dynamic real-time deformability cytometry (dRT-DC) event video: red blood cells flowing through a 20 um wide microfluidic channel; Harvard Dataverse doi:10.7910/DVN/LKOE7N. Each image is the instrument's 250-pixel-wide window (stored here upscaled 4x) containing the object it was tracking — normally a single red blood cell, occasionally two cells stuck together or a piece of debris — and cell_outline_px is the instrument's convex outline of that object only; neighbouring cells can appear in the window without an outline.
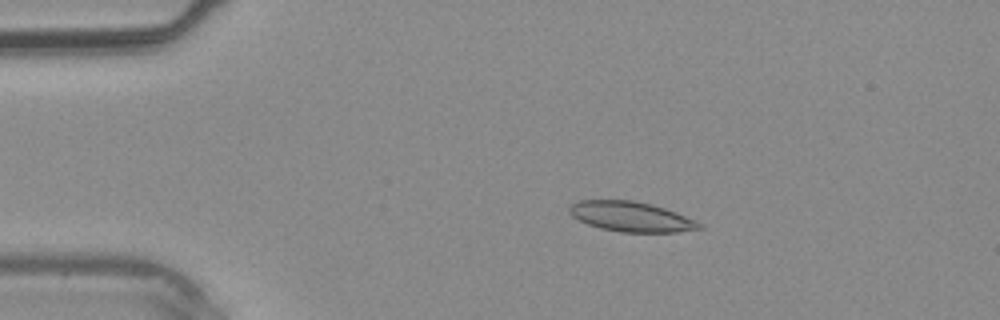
{"species": "common noctule bat (a hibernating species)", "species_latin": "Nyctalus noctula", "temperature_condition": "warm", "stored_images_in_passage": 39, "camera_frame_rate_fps": 3000, "um_per_image_px": 0.085, "animal": {"sex": "male", "body_mass_g": 20.4}, "frame": {"image": 1, "passage_image": 7, "time_ms": 2.0, "image_size_px": [1000, 320], "cell_outline_px": [[704, 228], [676, 232], [620, 232], [600, 228], [588, 224], [572, 216], [568, 212], [568, 208], [572, 204], [580, 200], [632, 200], [652, 204], [676, 212], [696, 220], [704, 224]], "centroid_in_image_um": [53.67, 18.41], "position_along_channel_um": 31.3, "area_um2": 22.77}}
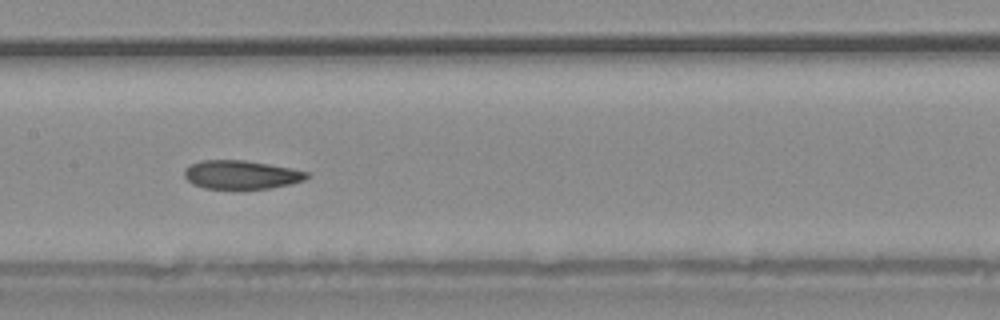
{"frame": {"image": 2, "passage_image": 19, "time_ms": 6.0, "image_size_px": [1000, 320], "cell_outline_px": [[308, 176], [304, 180], [288, 184], [268, 188], [204, 188], [192, 184], [184, 176], [184, 168], [188, 164], [200, 160], [244, 160], [268, 164], [308, 172]], "centroid_in_image_um": [20.42, 14.83], "position_along_channel_um": 187.0, "area_um2": 20.17}}
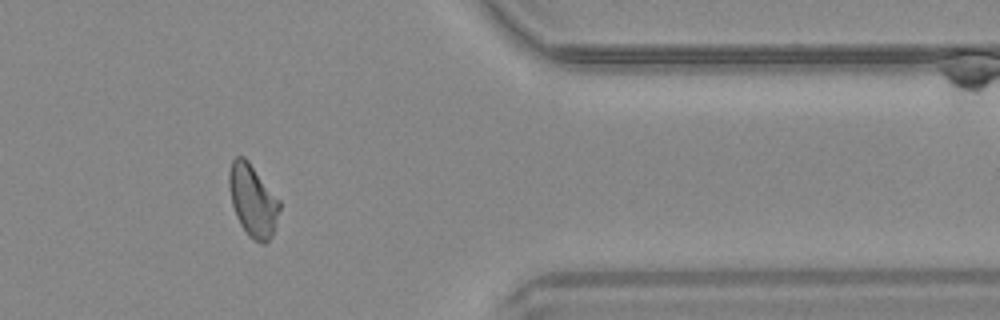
{"frame": {"image": 3, "passage_image": 32, "time_ms": 10.333, "image_size_px": [1000, 320], "cell_outline_px": [[280, 208], [272, 236], [264, 244], [248, 236], [240, 224], [236, 216], [232, 204], [228, 184], [228, 172], [232, 160], [236, 156], [244, 156], [248, 160], [280, 200]], "centroid_in_image_um": [21.47, 17.02], "position_along_channel_um": 389.9, "area_um2": 21.21}}